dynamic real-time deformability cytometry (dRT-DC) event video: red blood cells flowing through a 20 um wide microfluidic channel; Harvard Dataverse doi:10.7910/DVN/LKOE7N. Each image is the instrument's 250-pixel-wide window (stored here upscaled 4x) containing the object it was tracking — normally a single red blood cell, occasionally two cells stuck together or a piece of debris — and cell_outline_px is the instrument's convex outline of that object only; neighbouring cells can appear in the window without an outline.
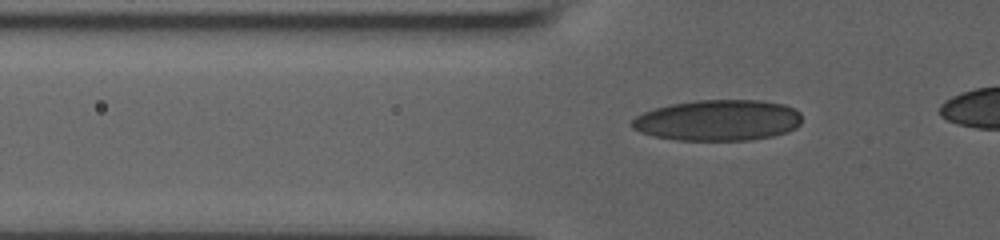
{"species": "human", "species_latin": "Homo sapiens", "temperature_condition": "room temperature", "stored_images_in_passage": 43, "camera_frame_rate_fps": 3000, "um_per_image_px": 0.085, "donor": {"sex": "male"}, "frame": {"image": 1, "passage_image": 14, "time_ms": 4.333, "image_size_px": [1000, 240], "cell_outline_px": [[800, 124], [796, 128], [788, 132], [772, 136], [748, 140], [676, 140], [656, 136], [640, 132], [632, 128], [632, 120], [636, 116], [644, 112], [656, 108], [672, 104], [696, 100], [760, 100], [784, 104], [796, 108], [800, 112]], "centroid_in_image_um": [61.07, 10.22], "position_along_channel_um": 64.7, "area_um2": 40.58}}
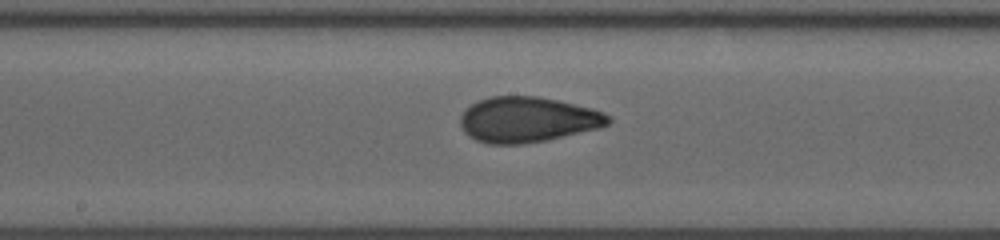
{"frame": {"image": 2, "passage_image": 25, "time_ms": 8.0, "image_size_px": [1000, 240], "cell_outline_px": [[612, 120], [608, 124], [600, 128], [548, 140], [524, 144], [488, 144], [476, 140], [468, 136], [464, 132], [460, 124], [460, 116], [472, 104], [480, 100], [492, 96], [536, 96], [556, 100], [592, 108], [604, 112], [612, 116]], "centroid_in_image_um": [44.87, 10.18], "position_along_channel_um": 203.3, "area_um2": 39.3}}
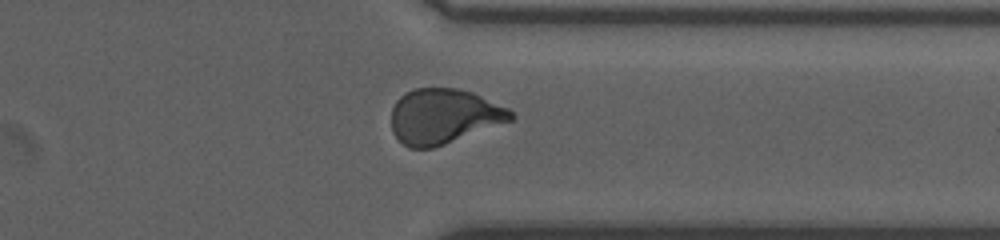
{"frame": {"image": 3, "passage_image": 38, "time_ms": 12.333, "image_size_px": [1000, 240], "cell_outline_px": [[516, 116], [512, 120], [444, 144], [432, 148], [408, 148], [392, 132], [392, 108], [396, 100], [404, 92], [412, 88], [456, 88], [472, 92], [508, 108]], "centroid_in_image_um": [37.69, 9.87], "position_along_channel_um": 373.7, "area_um2": 38.15}}